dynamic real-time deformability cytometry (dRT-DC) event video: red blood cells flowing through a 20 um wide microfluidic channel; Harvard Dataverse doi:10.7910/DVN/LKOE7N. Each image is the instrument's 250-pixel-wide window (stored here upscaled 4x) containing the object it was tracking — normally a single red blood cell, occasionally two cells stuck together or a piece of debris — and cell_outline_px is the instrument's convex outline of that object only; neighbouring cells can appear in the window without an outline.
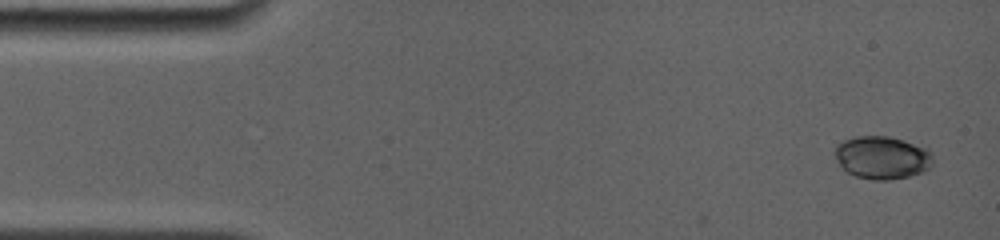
{"species": "common noctule bat (a hibernating species)", "species_latin": "Nyctalus noctula", "temperature_condition": "room temperature", "stored_images_in_passage": 28, "camera_frame_rate_fps": 4000, "um_per_image_px": 0.085, "animal": {"sex": "female", "body_mass_g": 19.0, "forearm_length_mm": 56.7}, "frame": {"image": 1, "passage_image": 1, "time_ms": 0.0, "image_size_px": [1000, 240], "cell_outline_px": [[932, 164], [928, 168], [920, 172], [908, 176], [892, 180], [876, 180], [856, 176], [848, 172], [836, 160], [832, 152], [836, 144], [844, 140], [856, 136], [888, 136], [904, 140], [928, 148], [932, 152]], "centroid_in_image_um": [74.96, 13.37], "position_along_channel_um": 10.0, "area_um2": 24.62}}
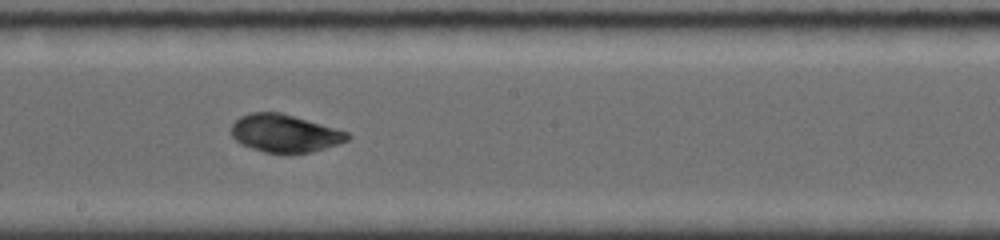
{"frame": {"image": 2, "passage_image": 16, "time_ms": 8.5, "image_size_px": [1000, 240], "cell_outline_px": [[352, 136], [348, 140], [312, 152], [264, 152], [240, 144], [232, 136], [232, 124], [240, 116], [252, 112], [280, 112], [348, 132]], "centroid_in_image_um": [24.18, 11.32], "position_along_channel_um": 224.0, "area_um2": 25.14}}
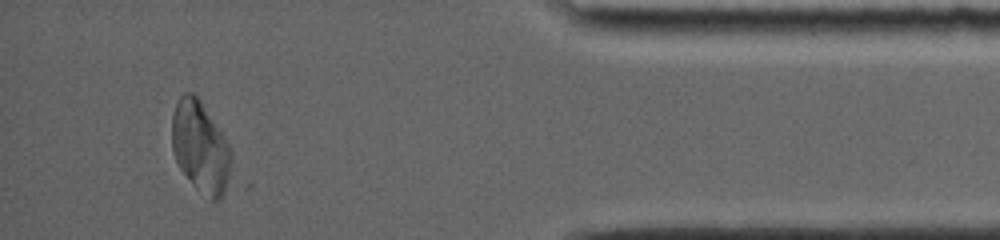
{"frame": {"image": 3, "passage_image": 28, "time_ms": 14.5, "image_size_px": [1000, 240], "cell_outline_px": [[232, 156], [228, 176], [224, 192], [220, 200], [216, 204], [212, 204], [208, 200], [180, 168], [176, 160], [172, 148], [172, 116], [176, 104], [180, 96], [184, 92], [192, 92], [200, 100], [224, 136], [228, 144]], "centroid_in_image_um": [17.03, 12.52], "position_along_channel_um": 418.2, "area_um2": 31.27}, "authors_computed_cell_mechanics": {"area_um2": 25.0563, "velocity_mm_per_s": 3.8095, "shape_relaxation_time_tau1_ms": null, "shape_relaxation_time_tau2_ms": 1.7804, "deformation_change_tau1": null, "deformation_change_tau2": 0.044}}